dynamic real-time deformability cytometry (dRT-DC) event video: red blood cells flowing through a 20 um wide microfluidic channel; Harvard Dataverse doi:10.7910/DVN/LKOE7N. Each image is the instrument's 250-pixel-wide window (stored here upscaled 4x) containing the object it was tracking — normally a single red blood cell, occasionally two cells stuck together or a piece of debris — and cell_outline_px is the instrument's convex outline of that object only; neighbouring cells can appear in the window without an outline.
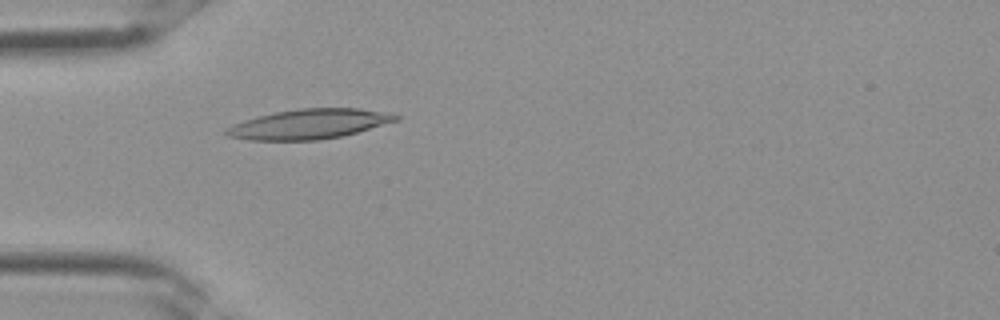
{"species": "Egyptian fruit bat (a non-hibernating species)", "species_latin": "Rousettus aegyptiacus", "temperature_condition": "room temperature", "stored_images_in_passage": 3, "camera_frame_rate_fps": 3000, "um_per_image_px": 0.085, "frame": {"image": 1, "passage_image": 3, "time_ms": 0.667, "image_size_px": [1000, 320], "cell_outline_px": [[400, 120], [344, 136], [316, 140], [248, 140], [228, 136], [224, 132], [232, 124], [244, 120], [276, 112], [300, 108], [360, 108], [392, 112], [400, 116]], "centroid_in_image_um": [26.36, 10.54], "position_along_channel_um": 58.6, "area_um2": 29.59}}